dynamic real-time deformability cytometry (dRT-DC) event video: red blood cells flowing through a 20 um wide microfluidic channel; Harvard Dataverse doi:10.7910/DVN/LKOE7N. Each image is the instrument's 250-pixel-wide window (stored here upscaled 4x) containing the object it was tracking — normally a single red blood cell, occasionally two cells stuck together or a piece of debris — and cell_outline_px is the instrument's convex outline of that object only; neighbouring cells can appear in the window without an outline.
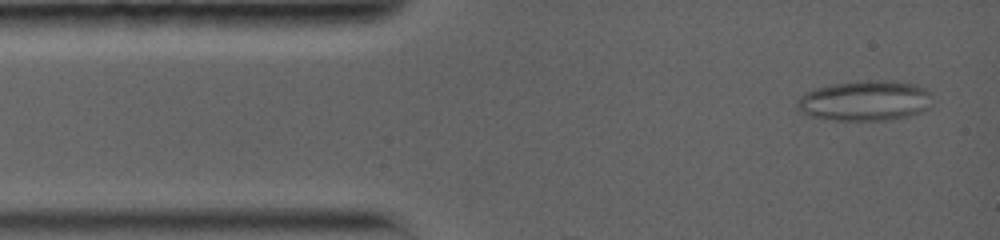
{"species": "common noctule bat (a hibernating species)", "species_latin": "Nyctalus noctula", "temperature_condition": "warm", "stored_images_in_passage": 5, "camera_frame_rate_fps": 5000, "um_per_image_px": 0.085, "animal": {"sex": "female", "body_mass_g": 19.0, "forearm_length_mm": 56.7}, "frame": {"image": 1, "passage_image": 1, "time_ms": 0.0, "image_size_px": [1000, 240], "cell_outline_px": [[928, 108], [920, 112], [908, 116], [888, 120], [836, 120], [808, 116], [800, 112], [796, 108], [796, 100], [800, 96], [816, 88], [832, 84], [872, 80], [892, 80], [916, 84], [924, 88], [928, 92]], "centroid_in_image_um": [73.47, 8.56], "position_along_channel_um": 11.5, "area_um2": 31.56}}